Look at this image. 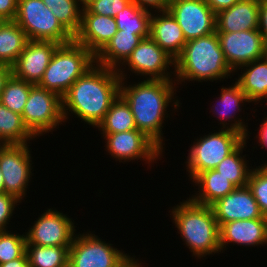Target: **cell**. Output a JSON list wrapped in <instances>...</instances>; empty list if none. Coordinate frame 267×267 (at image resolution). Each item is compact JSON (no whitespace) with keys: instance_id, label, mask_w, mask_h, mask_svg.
Here are the masks:
<instances>
[{"instance_id":"cell-1","label":"cell","mask_w":267,"mask_h":267,"mask_svg":"<svg viewBox=\"0 0 267 267\" xmlns=\"http://www.w3.org/2000/svg\"><path fill=\"white\" fill-rule=\"evenodd\" d=\"M120 82L116 69L94 64L62 97L64 121L71 112L86 124L97 127L119 96Z\"/></svg>"},{"instance_id":"cell-2","label":"cell","mask_w":267,"mask_h":267,"mask_svg":"<svg viewBox=\"0 0 267 267\" xmlns=\"http://www.w3.org/2000/svg\"><path fill=\"white\" fill-rule=\"evenodd\" d=\"M123 70L117 69L121 79L120 95L131 108L137 130L144 133L163 151V120L169 117L166 113L169 103L172 102L174 109L179 107L180 102L178 99L175 101L174 97L176 84L179 83L175 80L146 79L132 84L133 86L125 85L126 74Z\"/></svg>"},{"instance_id":"cell-3","label":"cell","mask_w":267,"mask_h":267,"mask_svg":"<svg viewBox=\"0 0 267 267\" xmlns=\"http://www.w3.org/2000/svg\"><path fill=\"white\" fill-rule=\"evenodd\" d=\"M234 71L227 64L217 32L188 40L181 54L175 59L174 80L214 81L230 77Z\"/></svg>"},{"instance_id":"cell-4","label":"cell","mask_w":267,"mask_h":267,"mask_svg":"<svg viewBox=\"0 0 267 267\" xmlns=\"http://www.w3.org/2000/svg\"><path fill=\"white\" fill-rule=\"evenodd\" d=\"M179 204L170 215L192 255L200 259L221 252L219 224L212 207L195 203L190 197Z\"/></svg>"},{"instance_id":"cell-5","label":"cell","mask_w":267,"mask_h":267,"mask_svg":"<svg viewBox=\"0 0 267 267\" xmlns=\"http://www.w3.org/2000/svg\"><path fill=\"white\" fill-rule=\"evenodd\" d=\"M95 64V56L75 40L60 44L38 86L61 98L71 85Z\"/></svg>"},{"instance_id":"cell-6","label":"cell","mask_w":267,"mask_h":267,"mask_svg":"<svg viewBox=\"0 0 267 267\" xmlns=\"http://www.w3.org/2000/svg\"><path fill=\"white\" fill-rule=\"evenodd\" d=\"M90 232L75 235L69 248L68 267H135L138 264V259Z\"/></svg>"},{"instance_id":"cell-7","label":"cell","mask_w":267,"mask_h":267,"mask_svg":"<svg viewBox=\"0 0 267 267\" xmlns=\"http://www.w3.org/2000/svg\"><path fill=\"white\" fill-rule=\"evenodd\" d=\"M246 138L235 131L219 129L196 139L190 147L186 167L192 180L201 172L214 169L231 154Z\"/></svg>"},{"instance_id":"cell-8","label":"cell","mask_w":267,"mask_h":267,"mask_svg":"<svg viewBox=\"0 0 267 267\" xmlns=\"http://www.w3.org/2000/svg\"><path fill=\"white\" fill-rule=\"evenodd\" d=\"M14 21L25 31L29 40L54 41L59 44L74 40L42 0H18Z\"/></svg>"},{"instance_id":"cell-9","label":"cell","mask_w":267,"mask_h":267,"mask_svg":"<svg viewBox=\"0 0 267 267\" xmlns=\"http://www.w3.org/2000/svg\"><path fill=\"white\" fill-rule=\"evenodd\" d=\"M22 119L28 130L39 137L64 123L62 98L45 88L34 85L30 89L22 112Z\"/></svg>"},{"instance_id":"cell-10","label":"cell","mask_w":267,"mask_h":267,"mask_svg":"<svg viewBox=\"0 0 267 267\" xmlns=\"http://www.w3.org/2000/svg\"><path fill=\"white\" fill-rule=\"evenodd\" d=\"M30 149L28 143H24L5 144L0 150V171L4 179V192L20 202L27 194L32 175Z\"/></svg>"},{"instance_id":"cell-11","label":"cell","mask_w":267,"mask_h":267,"mask_svg":"<svg viewBox=\"0 0 267 267\" xmlns=\"http://www.w3.org/2000/svg\"><path fill=\"white\" fill-rule=\"evenodd\" d=\"M217 35L225 60L234 73L240 66L267 55V44L258 29Z\"/></svg>"},{"instance_id":"cell-12","label":"cell","mask_w":267,"mask_h":267,"mask_svg":"<svg viewBox=\"0 0 267 267\" xmlns=\"http://www.w3.org/2000/svg\"><path fill=\"white\" fill-rule=\"evenodd\" d=\"M102 136L106 142V151L119 162L135 161V159L138 161L143 158L142 160L150 165L156 159H160L163 154V151L151 139L137 129Z\"/></svg>"},{"instance_id":"cell-13","label":"cell","mask_w":267,"mask_h":267,"mask_svg":"<svg viewBox=\"0 0 267 267\" xmlns=\"http://www.w3.org/2000/svg\"><path fill=\"white\" fill-rule=\"evenodd\" d=\"M149 80H173L174 71L167 70L175 66V60L162 50L151 37L144 38L121 65ZM170 66V67H169ZM171 77V78H170Z\"/></svg>"},{"instance_id":"cell-14","label":"cell","mask_w":267,"mask_h":267,"mask_svg":"<svg viewBox=\"0 0 267 267\" xmlns=\"http://www.w3.org/2000/svg\"><path fill=\"white\" fill-rule=\"evenodd\" d=\"M34 225L25 232L27 244L37 246H71L77 231L67 214L57 210H45Z\"/></svg>"},{"instance_id":"cell-15","label":"cell","mask_w":267,"mask_h":267,"mask_svg":"<svg viewBox=\"0 0 267 267\" xmlns=\"http://www.w3.org/2000/svg\"><path fill=\"white\" fill-rule=\"evenodd\" d=\"M167 10L181 27L186 41L216 31V14L205 0H182L168 7Z\"/></svg>"},{"instance_id":"cell-16","label":"cell","mask_w":267,"mask_h":267,"mask_svg":"<svg viewBox=\"0 0 267 267\" xmlns=\"http://www.w3.org/2000/svg\"><path fill=\"white\" fill-rule=\"evenodd\" d=\"M59 45L54 41L29 40L11 66L12 74L28 83L38 85Z\"/></svg>"},{"instance_id":"cell-17","label":"cell","mask_w":267,"mask_h":267,"mask_svg":"<svg viewBox=\"0 0 267 267\" xmlns=\"http://www.w3.org/2000/svg\"><path fill=\"white\" fill-rule=\"evenodd\" d=\"M219 227L231 221L267 218L261 213L248 186L235 188L211 205Z\"/></svg>"},{"instance_id":"cell-18","label":"cell","mask_w":267,"mask_h":267,"mask_svg":"<svg viewBox=\"0 0 267 267\" xmlns=\"http://www.w3.org/2000/svg\"><path fill=\"white\" fill-rule=\"evenodd\" d=\"M118 32L115 17L90 13L84 6L74 40L96 56Z\"/></svg>"},{"instance_id":"cell-19","label":"cell","mask_w":267,"mask_h":267,"mask_svg":"<svg viewBox=\"0 0 267 267\" xmlns=\"http://www.w3.org/2000/svg\"><path fill=\"white\" fill-rule=\"evenodd\" d=\"M221 251L234 243L241 246H259L267 243V218L236 220L219 227Z\"/></svg>"},{"instance_id":"cell-20","label":"cell","mask_w":267,"mask_h":267,"mask_svg":"<svg viewBox=\"0 0 267 267\" xmlns=\"http://www.w3.org/2000/svg\"><path fill=\"white\" fill-rule=\"evenodd\" d=\"M260 1L239 0L216 14V32L230 33L259 28Z\"/></svg>"},{"instance_id":"cell-21","label":"cell","mask_w":267,"mask_h":267,"mask_svg":"<svg viewBox=\"0 0 267 267\" xmlns=\"http://www.w3.org/2000/svg\"><path fill=\"white\" fill-rule=\"evenodd\" d=\"M158 13L151 15L150 37L175 60L187 41L181 27L168 10Z\"/></svg>"},{"instance_id":"cell-22","label":"cell","mask_w":267,"mask_h":267,"mask_svg":"<svg viewBox=\"0 0 267 267\" xmlns=\"http://www.w3.org/2000/svg\"><path fill=\"white\" fill-rule=\"evenodd\" d=\"M220 101L217 100L218 104H215L212 112L219 118V124H222L221 129L232 130L242 134L247 140L249 139V131L248 127L243 119L236 118V113L241 112L242 107L241 103H249V100L246 97V94L242 91L240 85L235 81V83L229 87H222L220 97H218ZM233 119V120H232ZM222 121V122H221ZM228 121V123H227ZM234 121V123L232 122ZM231 122V123H229Z\"/></svg>"},{"instance_id":"cell-23","label":"cell","mask_w":267,"mask_h":267,"mask_svg":"<svg viewBox=\"0 0 267 267\" xmlns=\"http://www.w3.org/2000/svg\"><path fill=\"white\" fill-rule=\"evenodd\" d=\"M143 40L140 35L118 30L110 42L95 56V64L118 69Z\"/></svg>"},{"instance_id":"cell-24","label":"cell","mask_w":267,"mask_h":267,"mask_svg":"<svg viewBox=\"0 0 267 267\" xmlns=\"http://www.w3.org/2000/svg\"><path fill=\"white\" fill-rule=\"evenodd\" d=\"M245 67V68H244ZM241 75L236 79L242 91L250 102L259 103L267 99V55L251 63L244 64L238 68ZM245 70V71H244Z\"/></svg>"},{"instance_id":"cell-25","label":"cell","mask_w":267,"mask_h":267,"mask_svg":"<svg viewBox=\"0 0 267 267\" xmlns=\"http://www.w3.org/2000/svg\"><path fill=\"white\" fill-rule=\"evenodd\" d=\"M192 182L197 185L199 193L192 195L190 199L195 203L207 206H211L236 188L229 179L220 175L215 169L199 173Z\"/></svg>"},{"instance_id":"cell-26","label":"cell","mask_w":267,"mask_h":267,"mask_svg":"<svg viewBox=\"0 0 267 267\" xmlns=\"http://www.w3.org/2000/svg\"><path fill=\"white\" fill-rule=\"evenodd\" d=\"M29 39L25 31L13 20L0 23V63L12 66Z\"/></svg>"},{"instance_id":"cell-27","label":"cell","mask_w":267,"mask_h":267,"mask_svg":"<svg viewBox=\"0 0 267 267\" xmlns=\"http://www.w3.org/2000/svg\"><path fill=\"white\" fill-rule=\"evenodd\" d=\"M101 134L119 133L137 129L129 104L119 94L112 102L102 122L97 126Z\"/></svg>"},{"instance_id":"cell-28","label":"cell","mask_w":267,"mask_h":267,"mask_svg":"<svg viewBox=\"0 0 267 267\" xmlns=\"http://www.w3.org/2000/svg\"><path fill=\"white\" fill-rule=\"evenodd\" d=\"M246 141L247 139L214 168L220 175L229 179L236 188L247 186L249 174L252 170L247 166L246 155H242V151L247 144Z\"/></svg>"},{"instance_id":"cell-29","label":"cell","mask_w":267,"mask_h":267,"mask_svg":"<svg viewBox=\"0 0 267 267\" xmlns=\"http://www.w3.org/2000/svg\"><path fill=\"white\" fill-rule=\"evenodd\" d=\"M31 139H35V136L25 126L22 115L14 113L0 102V142L24 144Z\"/></svg>"},{"instance_id":"cell-30","label":"cell","mask_w":267,"mask_h":267,"mask_svg":"<svg viewBox=\"0 0 267 267\" xmlns=\"http://www.w3.org/2000/svg\"><path fill=\"white\" fill-rule=\"evenodd\" d=\"M152 12L141 9L131 2L115 16L118 30L132 32L143 39L150 37V19Z\"/></svg>"},{"instance_id":"cell-31","label":"cell","mask_w":267,"mask_h":267,"mask_svg":"<svg viewBox=\"0 0 267 267\" xmlns=\"http://www.w3.org/2000/svg\"><path fill=\"white\" fill-rule=\"evenodd\" d=\"M70 246H37L27 244L30 267H68Z\"/></svg>"},{"instance_id":"cell-32","label":"cell","mask_w":267,"mask_h":267,"mask_svg":"<svg viewBox=\"0 0 267 267\" xmlns=\"http://www.w3.org/2000/svg\"><path fill=\"white\" fill-rule=\"evenodd\" d=\"M42 1L52 11L61 25L74 37L81 26L82 4L78 0Z\"/></svg>"},{"instance_id":"cell-33","label":"cell","mask_w":267,"mask_h":267,"mask_svg":"<svg viewBox=\"0 0 267 267\" xmlns=\"http://www.w3.org/2000/svg\"><path fill=\"white\" fill-rule=\"evenodd\" d=\"M33 86V84L11 74L1 92L0 102L14 113L22 115L30 89Z\"/></svg>"},{"instance_id":"cell-34","label":"cell","mask_w":267,"mask_h":267,"mask_svg":"<svg viewBox=\"0 0 267 267\" xmlns=\"http://www.w3.org/2000/svg\"><path fill=\"white\" fill-rule=\"evenodd\" d=\"M26 235L0 231V264L22 257L26 253Z\"/></svg>"},{"instance_id":"cell-35","label":"cell","mask_w":267,"mask_h":267,"mask_svg":"<svg viewBox=\"0 0 267 267\" xmlns=\"http://www.w3.org/2000/svg\"><path fill=\"white\" fill-rule=\"evenodd\" d=\"M248 188L251 190L258 207L263 214L267 217V166H258L249 174Z\"/></svg>"},{"instance_id":"cell-36","label":"cell","mask_w":267,"mask_h":267,"mask_svg":"<svg viewBox=\"0 0 267 267\" xmlns=\"http://www.w3.org/2000/svg\"><path fill=\"white\" fill-rule=\"evenodd\" d=\"M132 0H89L83 5L90 13L115 17Z\"/></svg>"},{"instance_id":"cell-37","label":"cell","mask_w":267,"mask_h":267,"mask_svg":"<svg viewBox=\"0 0 267 267\" xmlns=\"http://www.w3.org/2000/svg\"><path fill=\"white\" fill-rule=\"evenodd\" d=\"M20 201L8 193H0V231H7L9 220L13 216L14 208Z\"/></svg>"},{"instance_id":"cell-38","label":"cell","mask_w":267,"mask_h":267,"mask_svg":"<svg viewBox=\"0 0 267 267\" xmlns=\"http://www.w3.org/2000/svg\"><path fill=\"white\" fill-rule=\"evenodd\" d=\"M18 10V0H0V20L13 21Z\"/></svg>"},{"instance_id":"cell-39","label":"cell","mask_w":267,"mask_h":267,"mask_svg":"<svg viewBox=\"0 0 267 267\" xmlns=\"http://www.w3.org/2000/svg\"><path fill=\"white\" fill-rule=\"evenodd\" d=\"M132 2L136 3L141 9H145L149 12L153 11L155 8H156L154 10L155 12L165 11L164 0H132Z\"/></svg>"},{"instance_id":"cell-40","label":"cell","mask_w":267,"mask_h":267,"mask_svg":"<svg viewBox=\"0 0 267 267\" xmlns=\"http://www.w3.org/2000/svg\"><path fill=\"white\" fill-rule=\"evenodd\" d=\"M258 30L264 37L267 44V0L260 2V16H259V28Z\"/></svg>"},{"instance_id":"cell-41","label":"cell","mask_w":267,"mask_h":267,"mask_svg":"<svg viewBox=\"0 0 267 267\" xmlns=\"http://www.w3.org/2000/svg\"><path fill=\"white\" fill-rule=\"evenodd\" d=\"M211 10L217 14L218 12L228 9L239 0H205Z\"/></svg>"},{"instance_id":"cell-42","label":"cell","mask_w":267,"mask_h":267,"mask_svg":"<svg viewBox=\"0 0 267 267\" xmlns=\"http://www.w3.org/2000/svg\"><path fill=\"white\" fill-rule=\"evenodd\" d=\"M0 267H30L27 254L22 257L0 264Z\"/></svg>"},{"instance_id":"cell-43","label":"cell","mask_w":267,"mask_h":267,"mask_svg":"<svg viewBox=\"0 0 267 267\" xmlns=\"http://www.w3.org/2000/svg\"><path fill=\"white\" fill-rule=\"evenodd\" d=\"M11 74V66L0 63V96L7 79L10 77Z\"/></svg>"},{"instance_id":"cell-44","label":"cell","mask_w":267,"mask_h":267,"mask_svg":"<svg viewBox=\"0 0 267 267\" xmlns=\"http://www.w3.org/2000/svg\"><path fill=\"white\" fill-rule=\"evenodd\" d=\"M263 121V123H261L260 125V129H259V132H258V137L256 136V138H258V141L260 143V146L262 148H267V117H265Z\"/></svg>"},{"instance_id":"cell-45","label":"cell","mask_w":267,"mask_h":267,"mask_svg":"<svg viewBox=\"0 0 267 267\" xmlns=\"http://www.w3.org/2000/svg\"><path fill=\"white\" fill-rule=\"evenodd\" d=\"M164 1H165V11H166L168 9V7H170L174 3L180 2L182 0H164Z\"/></svg>"},{"instance_id":"cell-46","label":"cell","mask_w":267,"mask_h":267,"mask_svg":"<svg viewBox=\"0 0 267 267\" xmlns=\"http://www.w3.org/2000/svg\"><path fill=\"white\" fill-rule=\"evenodd\" d=\"M4 179H3V175L0 171V193H3L4 192Z\"/></svg>"},{"instance_id":"cell-47","label":"cell","mask_w":267,"mask_h":267,"mask_svg":"<svg viewBox=\"0 0 267 267\" xmlns=\"http://www.w3.org/2000/svg\"><path fill=\"white\" fill-rule=\"evenodd\" d=\"M81 4H82V6L83 5H85L89 0H78Z\"/></svg>"},{"instance_id":"cell-48","label":"cell","mask_w":267,"mask_h":267,"mask_svg":"<svg viewBox=\"0 0 267 267\" xmlns=\"http://www.w3.org/2000/svg\"><path fill=\"white\" fill-rule=\"evenodd\" d=\"M4 145H5V143L0 142V150H1V148H2Z\"/></svg>"},{"instance_id":"cell-49","label":"cell","mask_w":267,"mask_h":267,"mask_svg":"<svg viewBox=\"0 0 267 267\" xmlns=\"http://www.w3.org/2000/svg\"><path fill=\"white\" fill-rule=\"evenodd\" d=\"M135 267H142L141 263H138Z\"/></svg>"}]
</instances>
